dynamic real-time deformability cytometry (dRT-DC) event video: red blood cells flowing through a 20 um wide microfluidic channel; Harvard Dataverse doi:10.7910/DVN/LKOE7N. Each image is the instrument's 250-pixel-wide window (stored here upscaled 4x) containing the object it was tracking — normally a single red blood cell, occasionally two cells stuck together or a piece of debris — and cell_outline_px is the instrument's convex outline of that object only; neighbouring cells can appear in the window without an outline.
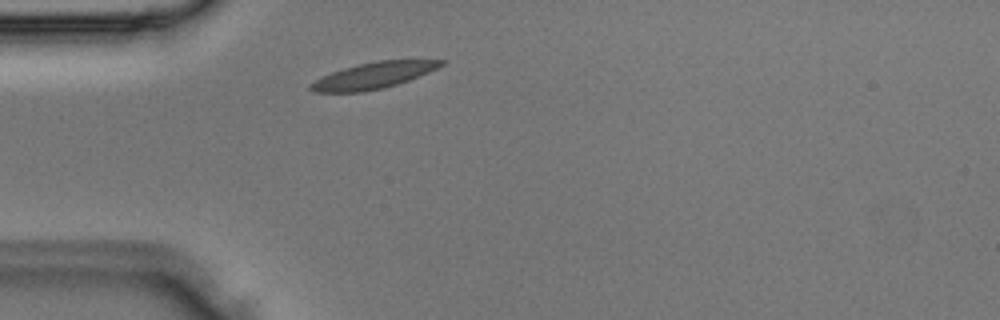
{"species": "Egyptian fruit bat (a non-hibernating species)", "species_latin": "Rousettus aegyptiacus", "temperature_condition": "room temperature", "stored_images_in_passage": 1, "camera_frame_rate_fps": 3000, "um_per_image_px": 0.085, "animal": {"sex": "male"}, "frame": {"image": 1, "passage_image": 1, "time_ms": 0.0, "image_size_px": [1000, 320], "cell_outline_px": [[448, 60], [444, 64], [428, 72], [408, 80], [384, 88], [360, 92], [312, 92], [308, 88], [316, 80], [332, 72], [344, 68], [360, 64], [380, 60]], "centroid_in_image_um": [31.74, 6.42], "position_along_channel_um": 53.3, "area_um2": 19.54}}